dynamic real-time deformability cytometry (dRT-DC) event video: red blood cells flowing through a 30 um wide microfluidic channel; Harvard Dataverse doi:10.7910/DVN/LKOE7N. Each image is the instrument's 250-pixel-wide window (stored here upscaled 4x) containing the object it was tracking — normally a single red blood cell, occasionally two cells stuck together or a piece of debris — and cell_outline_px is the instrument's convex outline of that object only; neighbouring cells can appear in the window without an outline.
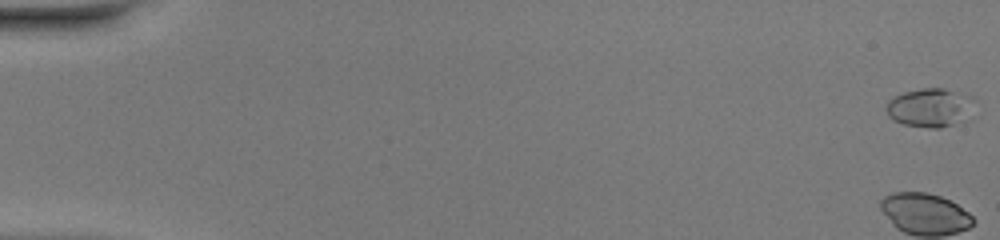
{"species": "common noctule bat (a hibernating species)", "species_latin": "Nyctalus noctula", "temperature_condition": "warm", "stored_images_in_passage": 51, "camera_frame_rate_fps": 3000, "um_per_image_px": 0.085, "animal": {"sex": "female", "body_mass_g": 20.0, "forearm_length_mm": 54.0}, "frame": {"image": 1, "passage_image": 1, "time_ms": 0.0, "image_size_px": [1000, 240], "cell_outline_px": [[976, 100], [960, 120], [952, 124], [940, 128], [928, 128], [904, 124], [892, 120], [888, 116], [884, 108], [888, 100], [892, 96], [904, 92], [920, 88], [944, 88], [972, 96]], "centroid_in_image_um": [78.94, 9.12], "position_along_channel_um": 6.1, "area_um2": 19.77}}